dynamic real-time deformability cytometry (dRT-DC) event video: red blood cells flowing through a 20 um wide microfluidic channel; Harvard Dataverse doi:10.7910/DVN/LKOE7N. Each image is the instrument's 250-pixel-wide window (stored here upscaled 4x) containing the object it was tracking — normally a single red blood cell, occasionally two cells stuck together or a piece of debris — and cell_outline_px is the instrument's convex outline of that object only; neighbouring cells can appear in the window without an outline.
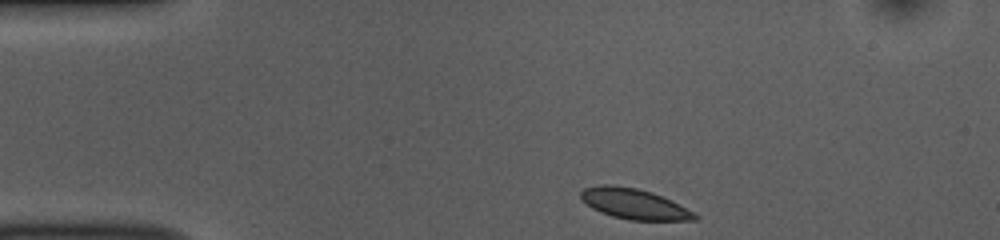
{"species": "common noctule bat (a hibernating species)", "species_latin": "Nyctalus noctula", "temperature_condition": "room temperature", "stored_images_in_passage": 45, "camera_frame_rate_fps": 3000, "um_per_image_px": 0.085, "animal": {"sex": "female", "body_mass_g": 10.0, "forearm_length_mm": 53.1}, "frame": {"image": 1, "passage_image": 1, "time_ms": 0.0, "image_size_px": [1000, 240], "cell_outline_px": [[700, 216], [696, 220], [628, 220], [612, 216], [600, 212], [592, 208], [580, 196], [580, 192], [584, 188], [600, 184], [612, 184], [636, 188], [652, 192], [672, 200]], "centroid_in_image_um": [53.91, 17.32], "position_along_channel_um": 31.1, "area_um2": 20.23}}
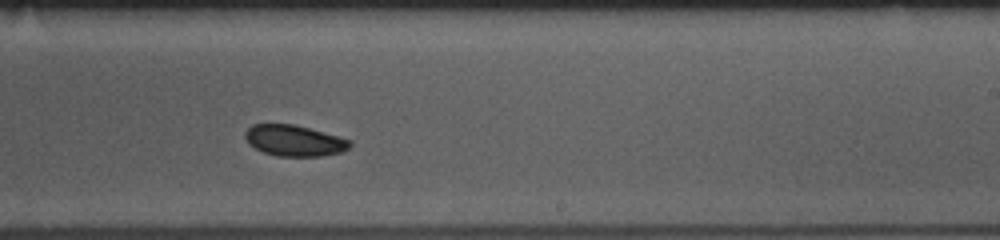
{"frame": {"image": 2, "passage_image": 24, "time_ms": 7.667, "image_size_px": [1000, 240], "cell_outline_px": [[352, 144], [348, 148], [340, 152], [320, 156], [276, 156], [264, 152], [248, 144], [244, 136], [244, 132], [252, 124], [292, 124], [308, 128], [352, 140]], "centroid_in_image_um": [24.98, 11.95], "position_along_channel_um": 264.0, "area_um2": 18.84}}
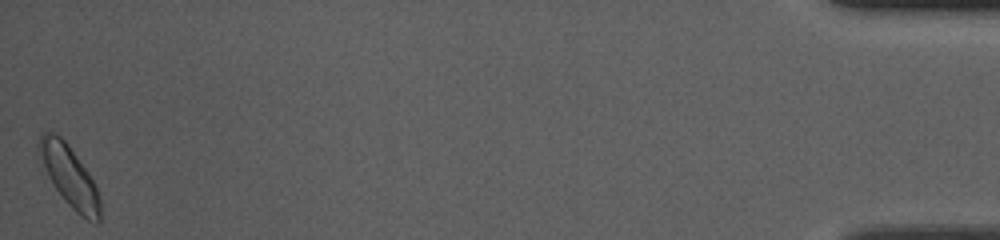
{"frame": {"image": 3, "passage_image": 45, "time_ms": 14.667, "image_size_px": [1000, 240], "cell_outline_px": [[100, 220], [96, 224], [80, 216], [64, 200], [48, 176], [36, 152], [36, 144], [40, 136], [44, 132], [52, 132], [60, 136], [68, 144], [88, 172], [96, 188], [100, 200]], "centroid_in_image_um": [5.87, 14.96], "position_along_channel_um": 429.3, "area_um2": 21.62}, "authors_computed_cell_mechanics": {"area_um2": 19.7098, "velocity_mm_per_s": 3.678, "shape_relaxation_time_tau1_ms": 2.5685, "shape_relaxation_time_tau2_ms": null, "deformation_change_tau1": 0.0782, "deformation_change_tau2": null}}